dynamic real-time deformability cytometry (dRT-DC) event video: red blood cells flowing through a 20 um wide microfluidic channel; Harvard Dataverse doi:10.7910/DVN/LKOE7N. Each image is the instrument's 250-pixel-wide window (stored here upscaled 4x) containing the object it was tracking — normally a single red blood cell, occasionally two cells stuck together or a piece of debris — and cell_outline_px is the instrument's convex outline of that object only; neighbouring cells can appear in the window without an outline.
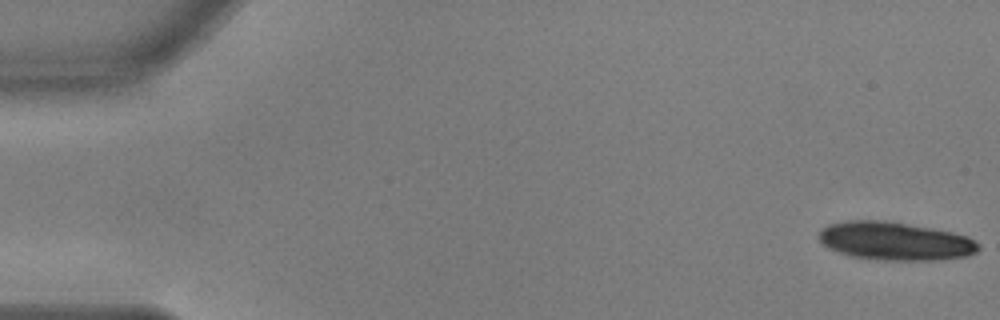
{"species": "common noctule bat (a hibernating species)", "species_latin": "Nyctalus noctula", "temperature_condition": "warm", "stored_images_in_passage": 54, "camera_frame_rate_fps": 3000, "um_per_image_px": 0.085, "animal": {"sex": "male", "body_mass_g": 17.9, "forearm_length_mm": 54.2}, "frame": {"image": 1, "passage_image": 1, "time_ms": 0.0, "image_size_px": [1000, 320], "cell_outline_px": [[980, 248], [976, 252], [968, 256], [940, 260], [876, 260], [848, 256], [828, 248], [816, 236], [828, 224], [848, 220], [884, 220], [952, 232], [968, 236], [980, 244]], "centroid_in_image_um": [76.08, 20.5], "position_along_channel_um": 8.9, "area_um2": 35.78}}
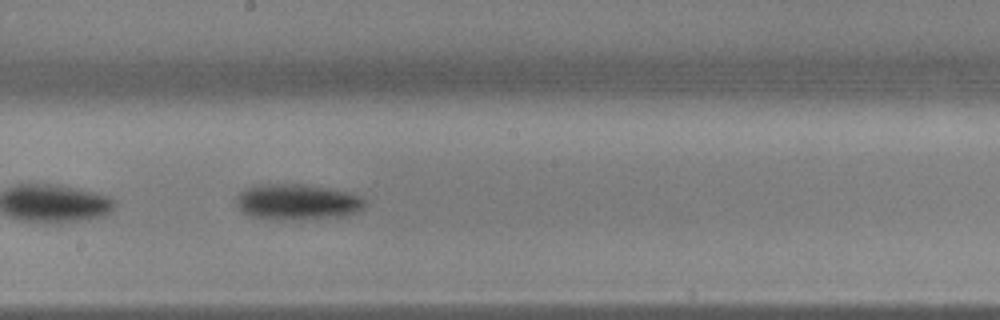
{"frame": {"image": 2, "passage_image": 31, "time_ms": 10.0, "image_size_px": [1000, 320], "cell_outline_px": [[364, 208], [356, 212], [340, 216], [300, 220], [276, 220], [248, 216], [236, 204], [236, 196], [240, 192], [256, 184], [308, 184], [348, 192], [360, 196], [364, 200]], "centroid_in_image_um": [25.23, 17.17], "position_along_channel_um": 223.0, "area_um2": 26.99}}
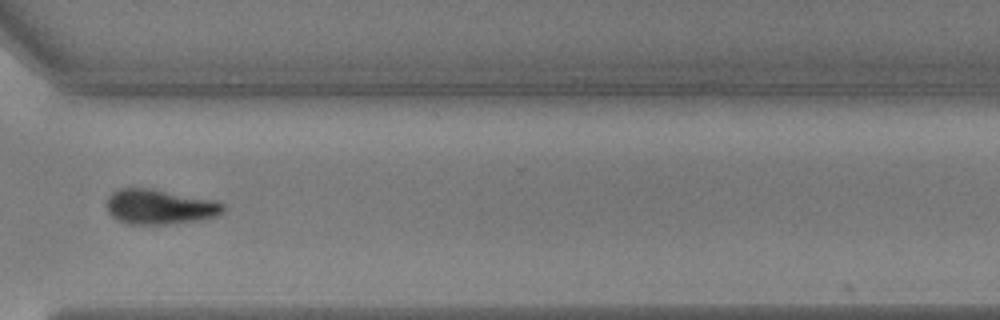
{"frame": {"image": 3, "passage_image": 42, "time_ms": 13.667, "image_size_px": [1000, 320], "cell_outline_px": [[224, 212], [216, 216], [196, 220], [168, 224], [128, 224], [116, 220], [108, 212], [108, 196], [112, 192], [120, 188], [144, 188], [216, 200], [224, 204]], "centroid_in_image_um": [13.56, 17.59], "position_along_channel_um": 357.0, "area_um2": 23.47}, "authors_computed_cell_mechanics": {"area_um2": 26.1256, "velocity_mm_per_s": 3.6584, "shape_relaxation_time_tau1_ms": 1.7808, "shape_relaxation_time_tau2_ms": null, "deformation_change_tau1": 0.16, "deformation_change_tau2": null}}